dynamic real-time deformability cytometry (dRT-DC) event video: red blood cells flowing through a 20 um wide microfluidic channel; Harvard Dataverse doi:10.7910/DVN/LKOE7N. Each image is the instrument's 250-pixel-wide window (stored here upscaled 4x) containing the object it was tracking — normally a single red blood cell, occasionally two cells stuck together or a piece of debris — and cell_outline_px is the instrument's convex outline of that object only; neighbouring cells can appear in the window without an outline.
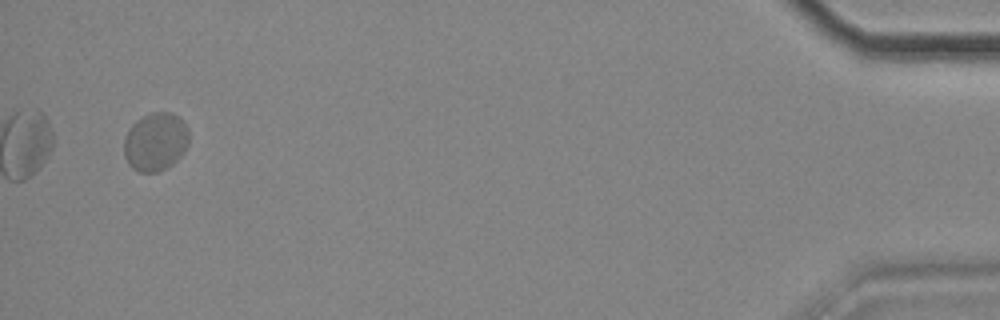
{"species": "common noctule bat (a hibernating species)", "species_latin": "Nyctalus noctula", "temperature_condition": "cold", "stored_images_in_passage": 16, "camera_frame_rate_fps": 3000, "um_per_image_px": 0.085, "animal": {"sex": "female", "body_mass_g": 18.4}, "frame": {"image": 1, "passage_image": 16, "time_ms": 5.0, "image_size_px": [1000, 320], "cell_outline_px": [[188, 144], [184, 152], [172, 164], [156, 172], [140, 172], [132, 168], [128, 164], [124, 156], [124, 140], [132, 124], [136, 120], [152, 112], [172, 112], [180, 116], [188, 128]], "centroid_in_image_um": [13.23, 12.04], "position_along_channel_um": 422.0, "area_um2": 22.14}}